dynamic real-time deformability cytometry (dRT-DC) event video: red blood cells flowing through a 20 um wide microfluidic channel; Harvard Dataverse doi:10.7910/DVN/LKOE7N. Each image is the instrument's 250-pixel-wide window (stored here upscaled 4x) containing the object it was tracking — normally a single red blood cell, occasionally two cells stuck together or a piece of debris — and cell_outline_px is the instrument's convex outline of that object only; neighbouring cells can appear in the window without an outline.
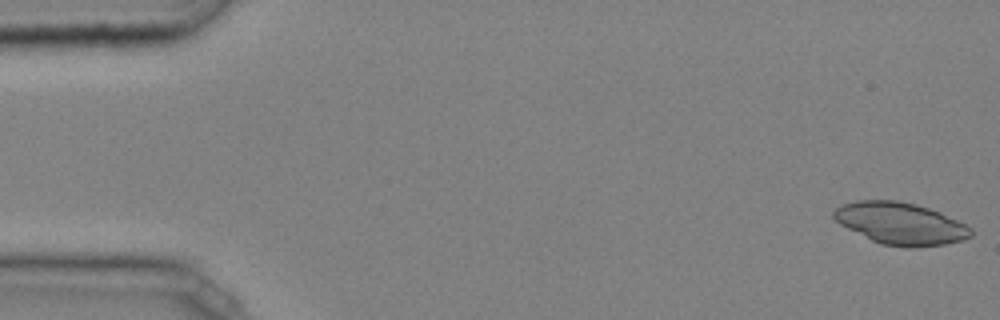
{"species": "common noctule bat (a hibernating species)", "species_latin": "Nyctalus noctula", "temperature_condition": "cold", "stored_images_in_passage": 46, "camera_frame_rate_fps": 3000, "um_per_image_px": 0.085, "animal": {"sex": "male", "body_mass_g": 20.4}, "frame": {"image": 1, "passage_image": 1, "time_ms": 0.0, "image_size_px": [1000, 320], "cell_outline_px": [[972, 236], [964, 240], [944, 244], [908, 248], [880, 244], [840, 224], [832, 216], [832, 212], [836, 208], [844, 204], [856, 200], [896, 200], [916, 204], [940, 212], [972, 228]], "centroid_in_image_um": [76.55, 19.0], "position_along_channel_um": 8.5, "area_um2": 33.41}}